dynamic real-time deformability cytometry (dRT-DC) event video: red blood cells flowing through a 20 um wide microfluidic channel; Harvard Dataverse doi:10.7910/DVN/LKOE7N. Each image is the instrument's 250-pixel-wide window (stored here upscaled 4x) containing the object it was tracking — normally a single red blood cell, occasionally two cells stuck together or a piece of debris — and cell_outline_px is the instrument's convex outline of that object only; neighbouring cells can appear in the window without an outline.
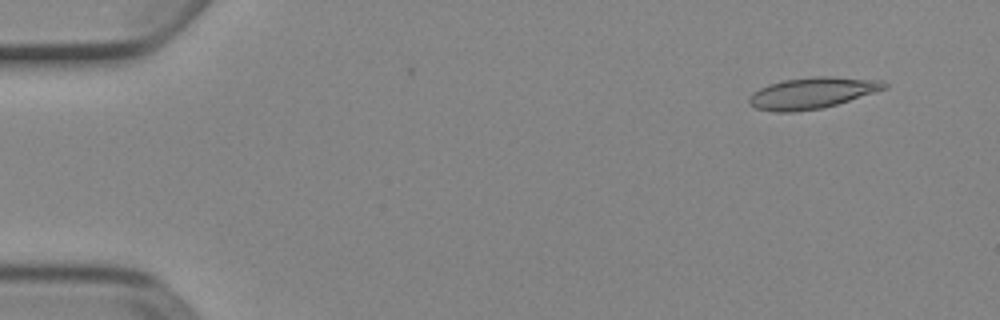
{"species": "Egyptian fruit bat (a non-hibernating species)", "species_latin": "Rousettus aegyptiacus", "temperature_condition": "cold", "stored_images_in_passage": 52, "camera_frame_rate_fps": 3000, "um_per_image_px": 0.085, "animal": {"sex": "female"}, "frame": {"image": 1, "passage_image": 4, "time_ms": 1.0, "image_size_px": [1000, 320], "cell_outline_px": [[888, 88], [876, 92], [836, 104], [820, 108], [792, 112], [776, 112], [756, 108], [748, 104], [748, 96], [752, 92], [768, 84], [784, 80], [812, 76], [832, 76], [880, 80], [888, 84]], "centroid_in_image_um": [69.01, 7.89], "position_along_channel_um": 16.0, "area_um2": 24.68}}
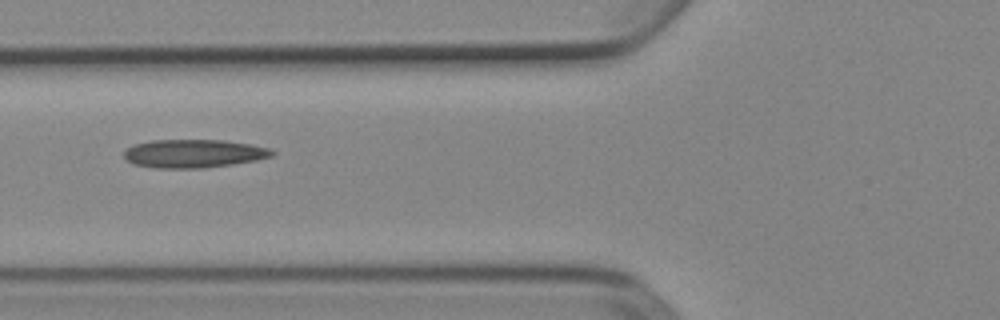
{"frame": {"image": 2, "passage_image": 20, "time_ms": 6.333, "image_size_px": [1000, 320], "cell_outline_px": [[276, 152], [272, 156], [256, 160], [232, 164], [204, 168], [156, 168], [132, 164], [124, 156], [124, 152], [128, 148], [136, 144], [152, 140], [224, 140], [248, 144], [268, 148]], "centroid_in_image_um": [16.46, 13.05], "position_along_channel_um": 109.3, "area_um2": 24.28}}
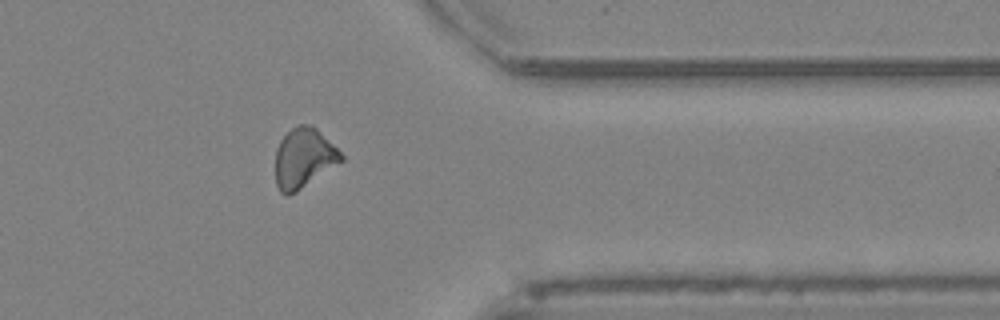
{"frame": {"image": 3, "passage_image": 42, "time_ms": 13.667, "image_size_px": [1000, 320], "cell_outline_px": [[344, 160], [296, 192], [288, 196], [280, 192], [276, 184], [276, 148], [280, 140], [292, 128], [300, 124], [312, 124], [344, 156]], "centroid_in_image_um": [25.81, 13.44], "position_along_channel_um": 385.6, "area_um2": 22.72}, "authors_computed_cell_mechanics": {"area_um2": 23.2067, "velocity_mm_per_s": 3.9041, "shape_relaxation_time_tau1_ms": null, "shape_relaxation_time_tau2_ms": 10.4321, "deformation_change_tau1": null, "deformation_change_tau2": 0.2104}}